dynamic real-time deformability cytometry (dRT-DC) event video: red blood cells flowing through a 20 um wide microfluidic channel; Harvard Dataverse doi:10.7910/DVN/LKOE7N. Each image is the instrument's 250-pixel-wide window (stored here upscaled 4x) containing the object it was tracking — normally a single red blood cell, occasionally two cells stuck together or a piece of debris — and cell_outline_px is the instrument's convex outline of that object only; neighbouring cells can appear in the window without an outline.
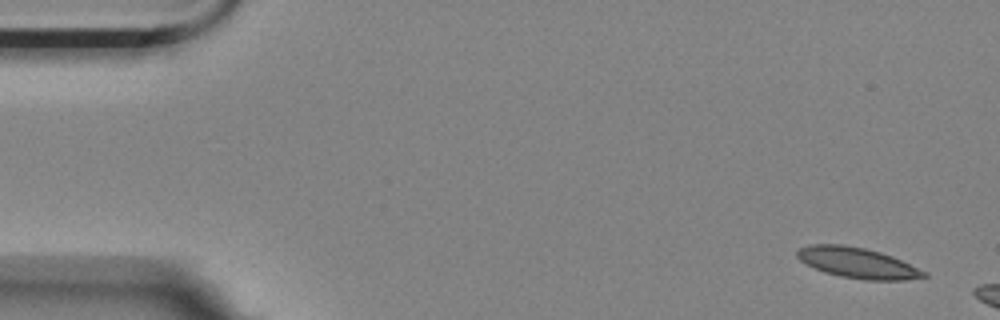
{"species": "Egyptian fruit bat (a non-hibernating species)", "species_latin": "Rousettus aegyptiacus", "temperature_condition": "room temperature", "stored_images_in_passage": 4, "camera_frame_rate_fps": 3000, "um_per_image_px": 0.085, "animal": {"sex": "female"}, "frame": {"image": 1, "passage_image": 1, "time_ms": 0.0, "image_size_px": [1000, 320], "cell_outline_px": [[928, 276], [904, 280], [864, 280], [840, 276], [824, 272], [800, 260], [796, 256], [796, 252], [800, 248], [808, 244], [840, 244], [864, 248], [880, 252], [892, 256], [928, 272]], "centroid_in_image_um": [72.9, 22.34], "position_along_channel_um": 12.1, "area_um2": 22.48}}